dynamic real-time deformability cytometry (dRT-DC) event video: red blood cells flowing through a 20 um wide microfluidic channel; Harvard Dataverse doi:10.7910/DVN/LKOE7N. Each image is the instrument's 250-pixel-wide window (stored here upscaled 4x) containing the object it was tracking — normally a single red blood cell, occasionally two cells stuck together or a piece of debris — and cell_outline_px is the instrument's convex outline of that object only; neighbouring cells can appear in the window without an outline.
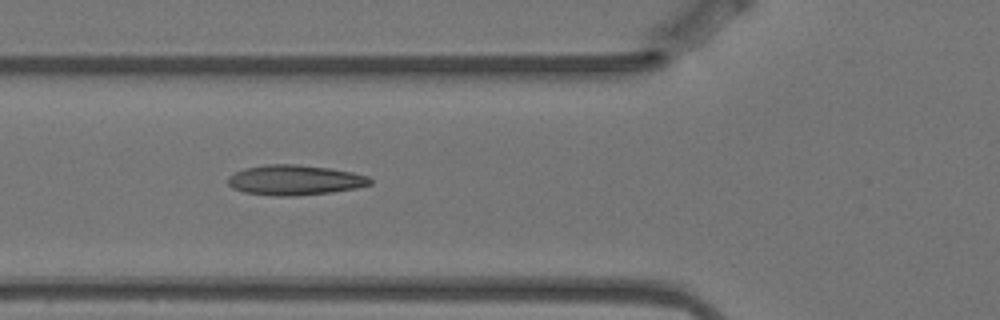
{"species": "Egyptian fruit bat (a non-hibernating species)", "species_latin": "Rousettus aegyptiacus", "temperature_condition": "warm", "stored_images_in_passage": 4, "camera_frame_rate_fps": 3000, "um_per_image_px": 0.085, "animal": {"sex": "female"}, "frame": {"image": 1, "passage_image": 2, "time_ms": 0.333, "image_size_px": [1000, 320], "cell_outline_px": [[372, 184], [356, 188], [332, 192], [296, 196], [276, 196], [244, 192], [232, 188], [228, 184], [228, 176], [244, 168], [264, 164], [296, 164], [328, 168], [352, 172], [368, 176], [372, 180]], "centroid_in_image_um": [25.05, 15.3], "position_along_channel_um": 100.8, "area_um2": 25.03}}
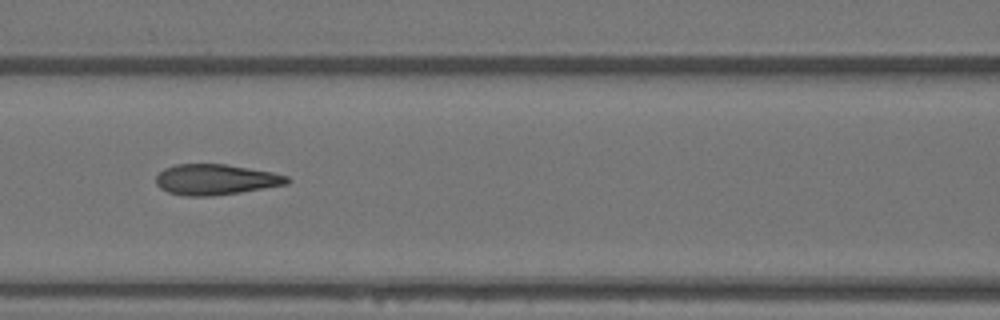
{"frame": {"image": 2, "passage_image": 3, "time_ms": 0.667, "image_size_px": [1000, 320], "cell_outline_px": [[288, 184], [240, 192], [212, 196], [184, 196], [168, 192], [160, 188], [156, 184], [156, 176], [164, 168], [176, 164], [224, 164], [272, 172], [288, 176]], "centroid_in_image_um": [18.3, 15.26], "position_along_channel_um": 148.3, "area_um2": 23.29}}
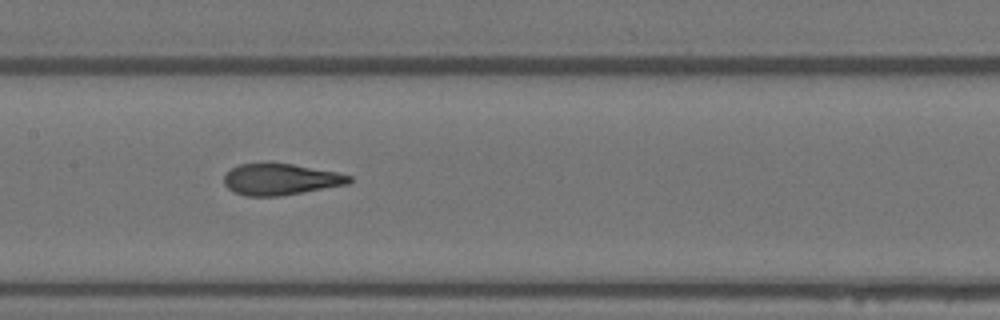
{"frame": {"image": 3, "passage_image": 4, "time_ms": 1.0, "image_size_px": [1000, 320], "cell_outline_px": [[352, 180], [348, 184], [276, 196], [244, 196], [228, 188], [224, 184], [224, 176], [232, 168], [240, 164], [292, 164], [336, 172], [352, 176]], "centroid_in_image_um": [23.84, 15.25], "position_along_channel_um": 183.6, "area_um2": 22.31}}